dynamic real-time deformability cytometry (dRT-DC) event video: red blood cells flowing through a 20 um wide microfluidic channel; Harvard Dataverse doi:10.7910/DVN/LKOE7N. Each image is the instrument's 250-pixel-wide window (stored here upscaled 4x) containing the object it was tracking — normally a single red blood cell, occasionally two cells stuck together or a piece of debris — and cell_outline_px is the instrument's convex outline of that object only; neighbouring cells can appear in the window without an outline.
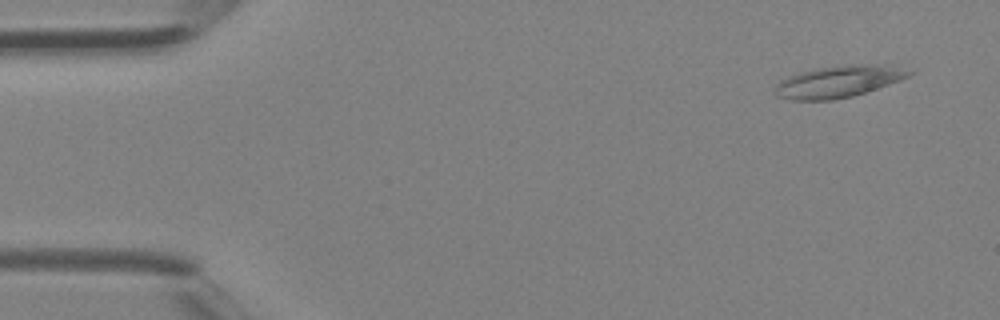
{"species": "Egyptian fruit bat (a non-hibernating species)", "species_latin": "Rousettus aegyptiacus", "temperature_condition": "room temperature", "stored_images_in_passage": 13, "camera_frame_rate_fps": 3000, "um_per_image_px": 0.085, "animal": {"sex": "female"}, "frame": {"image": 1, "passage_image": 3, "time_ms": 0.667, "image_size_px": [1000, 320], "cell_outline_px": [[916, 72], [900, 80], [852, 96], [832, 100], [792, 100], [776, 96], [776, 84], [780, 80], [788, 76], [800, 72], [816, 68], [852, 64], [888, 64]], "centroid_in_image_um": [71.27, 6.92], "position_along_channel_um": 13.7, "area_um2": 24.74}}